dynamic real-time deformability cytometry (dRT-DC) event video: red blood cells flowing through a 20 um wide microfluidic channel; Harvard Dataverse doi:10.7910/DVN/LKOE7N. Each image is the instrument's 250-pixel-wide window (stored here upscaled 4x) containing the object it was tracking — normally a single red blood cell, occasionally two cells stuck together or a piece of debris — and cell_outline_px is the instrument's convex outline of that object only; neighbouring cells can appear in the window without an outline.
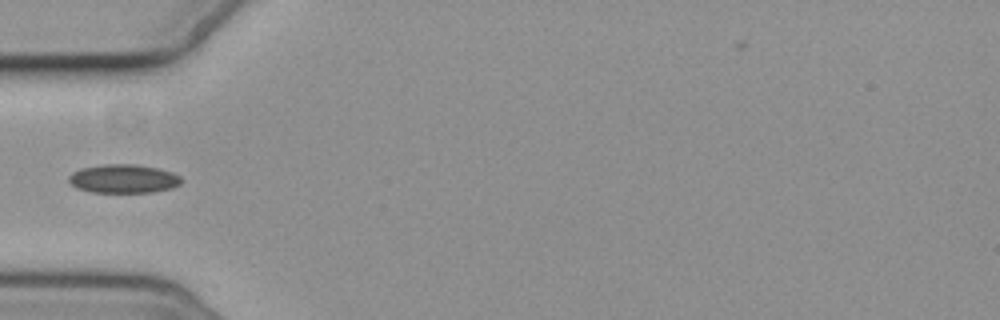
{"species": "common noctule bat (a hibernating species)", "species_latin": "Nyctalus noctula", "temperature_condition": "cold", "stored_images_in_passage": 8, "camera_frame_rate_fps": 3000, "um_per_image_px": 0.085, "animal": {"sex": "female", "body_mass_g": 19.3, "forearm_length_mm": 54.1}, "frame": {"image": 1, "passage_image": 5, "time_ms": 4.667, "image_size_px": [1000, 320], "cell_outline_px": [[184, 180], [180, 184], [172, 188], [152, 192], [92, 192], [76, 188], [68, 180], [68, 176], [72, 172], [80, 168], [104, 164], [136, 164], [156, 168], [172, 172], [180, 176]], "centroid_in_image_um": [10.49, 15.19], "position_along_channel_um": 74.5, "area_um2": 18.9}}
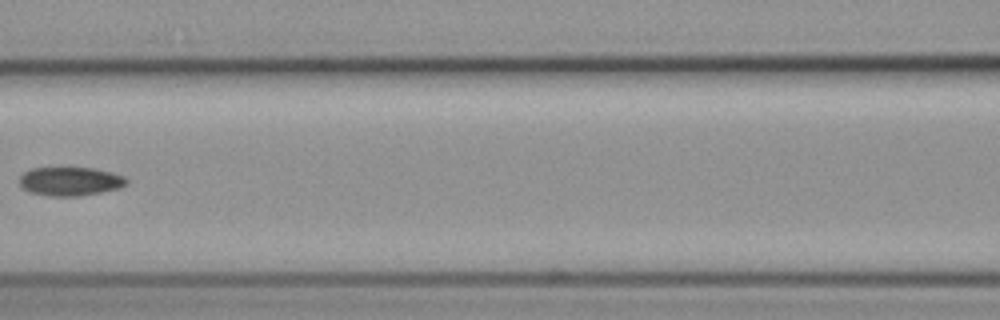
{"frame": {"image": 2, "passage_image": 7, "time_ms": 7.0, "image_size_px": [1000, 320], "cell_outline_px": [[128, 184], [120, 188], [80, 196], [48, 196], [32, 192], [24, 188], [20, 184], [20, 176], [24, 172], [32, 168], [92, 168], [112, 172], [124, 176], [128, 180]], "centroid_in_image_um": [6.0, 15.41], "position_along_channel_um": 160.6, "area_um2": 17.86}}
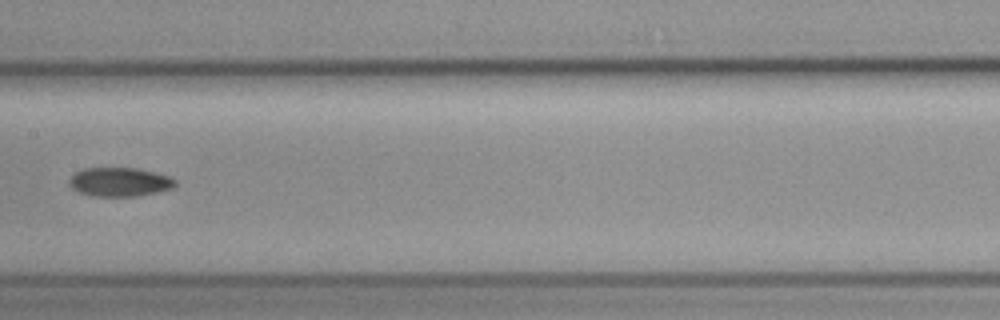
{"frame": {"image": 3, "passage_image": 8, "time_ms": 8.0, "image_size_px": [1000, 320], "cell_outline_px": [[176, 184], [172, 188], [156, 192], [136, 196], [92, 196], [80, 192], [72, 188], [68, 184], [68, 180], [76, 172], [84, 168], [136, 168], [156, 172], [168, 176], [176, 180]], "centroid_in_image_um": [10.16, 15.46], "position_along_channel_um": 197.2, "area_um2": 17.8}}